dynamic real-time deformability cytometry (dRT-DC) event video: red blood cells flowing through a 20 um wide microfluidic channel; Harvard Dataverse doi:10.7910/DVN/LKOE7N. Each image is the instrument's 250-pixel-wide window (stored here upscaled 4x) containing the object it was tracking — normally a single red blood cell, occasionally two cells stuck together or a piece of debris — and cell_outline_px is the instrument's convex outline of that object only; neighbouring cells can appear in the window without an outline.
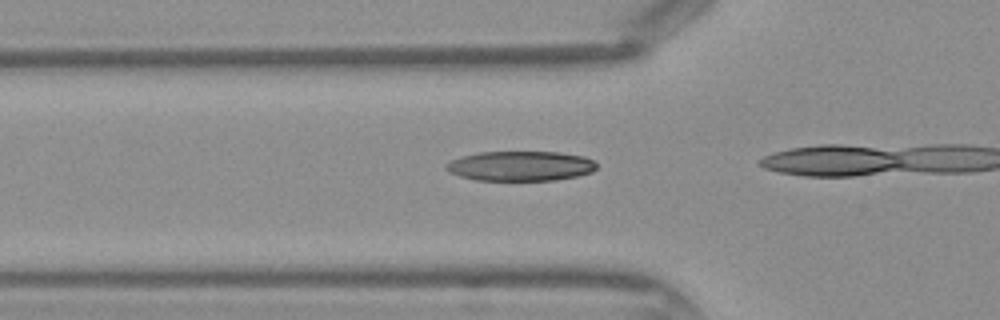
{"species": "Egyptian fruit bat (a non-hibernating species)", "species_latin": "Rousettus aegyptiacus", "temperature_condition": "warm", "stored_images_in_passage": 4, "camera_frame_rate_fps": 3000, "um_per_image_px": 0.085, "frame": {"image": 1, "passage_image": 2, "time_ms": 0.333, "image_size_px": [1000, 320], "cell_outline_px": [[596, 168], [592, 172], [576, 176], [556, 180], [476, 180], [460, 176], [448, 172], [444, 168], [444, 164], [460, 156], [480, 152], [556, 152], [584, 156], [592, 160], [596, 164]], "centroid_in_image_um": [44.2, 14.11], "position_along_channel_um": 81.6, "area_um2": 26.18}}